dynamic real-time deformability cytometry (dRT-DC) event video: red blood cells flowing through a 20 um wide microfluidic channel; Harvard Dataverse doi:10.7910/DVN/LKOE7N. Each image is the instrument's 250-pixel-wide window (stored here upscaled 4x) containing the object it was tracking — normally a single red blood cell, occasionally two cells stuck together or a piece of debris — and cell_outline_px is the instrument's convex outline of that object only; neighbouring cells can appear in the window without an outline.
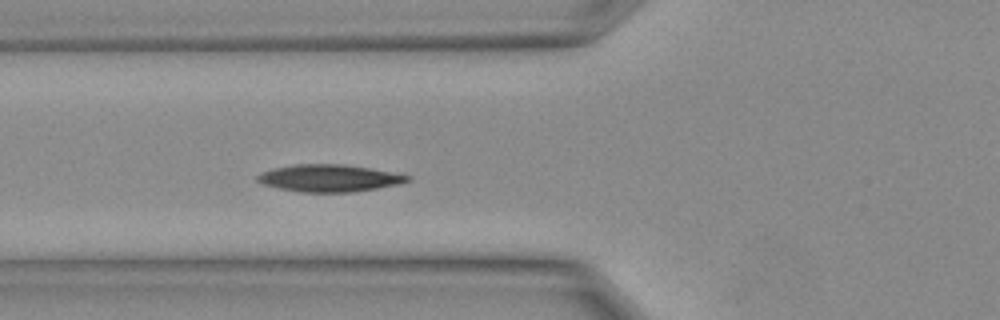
{"species": "Egyptian fruit bat (a non-hibernating species)", "species_latin": "Rousettus aegyptiacus", "temperature_condition": "warm", "stored_images_in_passage": 4, "camera_frame_rate_fps": 3000, "um_per_image_px": 0.085, "animal": {"sex": "female"}, "frame": {"image": 1, "passage_image": 4, "time_ms": 1.0, "image_size_px": [1000, 320], "cell_outline_px": [[412, 180], [400, 184], [352, 192], [300, 192], [280, 188], [264, 184], [256, 180], [256, 176], [272, 168], [292, 164], [340, 164], [368, 168], [412, 176]], "centroid_in_image_um": [27.99, 15.14], "position_along_channel_um": 97.8, "area_um2": 23.58}}